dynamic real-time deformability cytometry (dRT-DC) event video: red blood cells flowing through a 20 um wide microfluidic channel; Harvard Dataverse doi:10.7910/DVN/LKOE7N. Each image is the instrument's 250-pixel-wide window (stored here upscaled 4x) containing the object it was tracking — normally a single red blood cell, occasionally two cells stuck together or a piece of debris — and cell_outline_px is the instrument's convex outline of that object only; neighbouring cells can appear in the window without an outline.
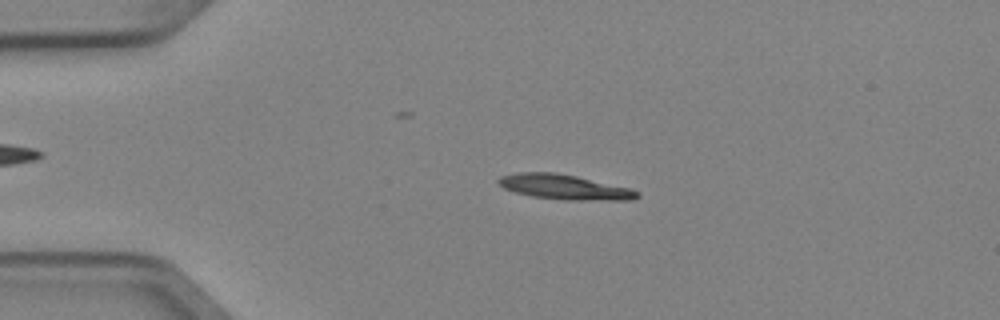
{"species": "Egyptian fruit bat (a non-hibernating species)", "species_latin": "Rousettus aegyptiacus", "temperature_condition": "cold", "stored_images_in_passage": 3, "camera_frame_rate_fps": 3000, "um_per_image_px": 0.085, "animal": {"sex": "female"}, "frame": {"image": 1, "passage_image": 2, "time_ms": 0.333, "image_size_px": [1000, 320], "cell_outline_px": [[640, 196], [636, 200], [568, 200], [532, 196], [516, 192], [504, 188], [496, 184], [496, 180], [500, 176], [520, 172], [556, 172], [576, 176], [628, 188], [640, 192]], "centroid_in_image_um": [47.96, 15.9], "position_along_channel_um": 37.0, "area_um2": 20.11}}